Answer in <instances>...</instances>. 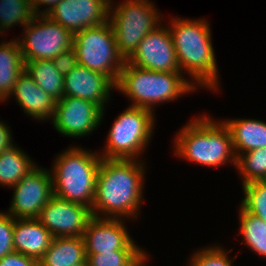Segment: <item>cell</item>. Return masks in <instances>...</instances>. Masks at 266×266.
Listing matches in <instances>:
<instances>
[{
    "label": "cell",
    "instance_id": "cell-1",
    "mask_svg": "<svg viewBox=\"0 0 266 266\" xmlns=\"http://www.w3.org/2000/svg\"><path fill=\"white\" fill-rule=\"evenodd\" d=\"M144 166L145 163L139 162V159L102 158L92 215L98 218L133 219L142 203Z\"/></svg>",
    "mask_w": 266,
    "mask_h": 266
},
{
    "label": "cell",
    "instance_id": "cell-2",
    "mask_svg": "<svg viewBox=\"0 0 266 266\" xmlns=\"http://www.w3.org/2000/svg\"><path fill=\"white\" fill-rule=\"evenodd\" d=\"M168 25L179 69L188 73L192 84L219 90L218 69L212 45L210 23L205 19L172 18ZM186 71V72H185Z\"/></svg>",
    "mask_w": 266,
    "mask_h": 266
},
{
    "label": "cell",
    "instance_id": "cell-3",
    "mask_svg": "<svg viewBox=\"0 0 266 266\" xmlns=\"http://www.w3.org/2000/svg\"><path fill=\"white\" fill-rule=\"evenodd\" d=\"M190 121L176 134V155L207 167L216 168L228 162L237 166L231 133L223 121L215 122L209 115Z\"/></svg>",
    "mask_w": 266,
    "mask_h": 266
},
{
    "label": "cell",
    "instance_id": "cell-4",
    "mask_svg": "<svg viewBox=\"0 0 266 266\" xmlns=\"http://www.w3.org/2000/svg\"><path fill=\"white\" fill-rule=\"evenodd\" d=\"M182 75L181 72L142 69L125 61L115 89L130 98V106L154 112L155 104L173 101L198 89Z\"/></svg>",
    "mask_w": 266,
    "mask_h": 266
},
{
    "label": "cell",
    "instance_id": "cell-5",
    "mask_svg": "<svg viewBox=\"0 0 266 266\" xmlns=\"http://www.w3.org/2000/svg\"><path fill=\"white\" fill-rule=\"evenodd\" d=\"M52 167L53 194L92 210L102 157L91 150L69 147L56 156Z\"/></svg>",
    "mask_w": 266,
    "mask_h": 266
},
{
    "label": "cell",
    "instance_id": "cell-6",
    "mask_svg": "<svg viewBox=\"0 0 266 266\" xmlns=\"http://www.w3.org/2000/svg\"><path fill=\"white\" fill-rule=\"evenodd\" d=\"M155 112L135 106H128L112 124L107 138L103 159H136L146 149L154 125Z\"/></svg>",
    "mask_w": 266,
    "mask_h": 266
},
{
    "label": "cell",
    "instance_id": "cell-7",
    "mask_svg": "<svg viewBox=\"0 0 266 266\" xmlns=\"http://www.w3.org/2000/svg\"><path fill=\"white\" fill-rule=\"evenodd\" d=\"M73 48L78 65L106 75L116 85L126 60L118 51L109 21L75 33Z\"/></svg>",
    "mask_w": 266,
    "mask_h": 266
},
{
    "label": "cell",
    "instance_id": "cell-8",
    "mask_svg": "<svg viewBox=\"0 0 266 266\" xmlns=\"http://www.w3.org/2000/svg\"><path fill=\"white\" fill-rule=\"evenodd\" d=\"M110 4L109 22L119 53L127 60L138 44L163 20L150 0H125ZM112 10V11H111Z\"/></svg>",
    "mask_w": 266,
    "mask_h": 266
},
{
    "label": "cell",
    "instance_id": "cell-9",
    "mask_svg": "<svg viewBox=\"0 0 266 266\" xmlns=\"http://www.w3.org/2000/svg\"><path fill=\"white\" fill-rule=\"evenodd\" d=\"M24 31L22 40L17 39L24 62L52 60L73 48L74 35L46 14H36Z\"/></svg>",
    "mask_w": 266,
    "mask_h": 266
},
{
    "label": "cell",
    "instance_id": "cell-10",
    "mask_svg": "<svg viewBox=\"0 0 266 266\" xmlns=\"http://www.w3.org/2000/svg\"><path fill=\"white\" fill-rule=\"evenodd\" d=\"M104 111L91 101L63 96L56 102L51 123L61 135L80 138L91 134L99 127L104 119Z\"/></svg>",
    "mask_w": 266,
    "mask_h": 266
},
{
    "label": "cell",
    "instance_id": "cell-11",
    "mask_svg": "<svg viewBox=\"0 0 266 266\" xmlns=\"http://www.w3.org/2000/svg\"><path fill=\"white\" fill-rule=\"evenodd\" d=\"M51 170L36 167L24 176L14 191L8 214L17 219H36L45 204L52 198L53 178Z\"/></svg>",
    "mask_w": 266,
    "mask_h": 266
},
{
    "label": "cell",
    "instance_id": "cell-12",
    "mask_svg": "<svg viewBox=\"0 0 266 266\" xmlns=\"http://www.w3.org/2000/svg\"><path fill=\"white\" fill-rule=\"evenodd\" d=\"M91 209L53 195L37 216V220L53 237H83Z\"/></svg>",
    "mask_w": 266,
    "mask_h": 266
},
{
    "label": "cell",
    "instance_id": "cell-13",
    "mask_svg": "<svg viewBox=\"0 0 266 266\" xmlns=\"http://www.w3.org/2000/svg\"><path fill=\"white\" fill-rule=\"evenodd\" d=\"M128 63L151 71L181 72L168 26L158 25L138 44Z\"/></svg>",
    "mask_w": 266,
    "mask_h": 266
},
{
    "label": "cell",
    "instance_id": "cell-14",
    "mask_svg": "<svg viewBox=\"0 0 266 266\" xmlns=\"http://www.w3.org/2000/svg\"><path fill=\"white\" fill-rule=\"evenodd\" d=\"M112 0H61L46 15L73 35L109 21Z\"/></svg>",
    "mask_w": 266,
    "mask_h": 266
},
{
    "label": "cell",
    "instance_id": "cell-15",
    "mask_svg": "<svg viewBox=\"0 0 266 266\" xmlns=\"http://www.w3.org/2000/svg\"><path fill=\"white\" fill-rule=\"evenodd\" d=\"M122 220L93 216L88 221L83 233L85 254H99L116 250H142L131 239Z\"/></svg>",
    "mask_w": 266,
    "mask_h": 266
},
{
    "label": "cell",
    "instance_id": "cell-16",
    "mask_svg": "<svg viewBox=\"0 0 266 266\" xmlns=\"http://www.w3.org/2000/svg\"><path fill=\"white\" fill-rule=\"evenodd\" d=\"M116 85L104 74L77 65L64 76V96L78 97L96 103L102 110Z\"/></svg>",
    "mask_w": 266,
    "mask_h": 266
},
{
    "label": "cell",
    "instance_id": "cell-17",
    "mask_svg": "<svg viewBox=\"0 0 266 266\" xmlns=\"http://www.w3.org/2000/svg\"><path fill=\"white\" fill-rule=\"evenodd\" d=\"M11 95L16 97L14 99L24 113L33 119L42 121L53 118L56 101L44 92L25 70L18 76Z\"/></svg>",
    "mask_w": 266,
    "mask_h": 266
},
{
    "label": "cell",
    "instance_id": "cell-18",
    "mask_svg": "<svg viewBox=\"0 0 266 266\" xmlns=\"http://www.w3.org/2000/svg\"><path fill=\"white\" fill-rule=\"evenodd\" d=\"M52 234L37 219H17L13 229L14 250L37 262L52 242Z\"/></svg>",
    "mask_w": 266,
    "mask_h": 266
},
{
    "label": "cell",
    "instance_id": "cell-19",
    "mask_svg": "<svg viewBox=\"0 0 266 266\" xmlns=\"http://www.w3.org/2000/svg\"><path fill=\"white\" fill-rule=\"evenodd\" d=\"M236 158L251 150L266 147V123L257 119H226Z\"/></svg>",
    "mask_w": 266,
    "mask_h": 266
},
{
    "label": "cell",
    "instance_id": "cell-20",
    "mask_svg": "<svg viewBox=\"0 0 266 266\" xmlns=\"http://www.w3.org/2000/svg\"><path fill=\"white\" fill-rule=\"evenodd\" d=\"M86 259L83 237H53L39 266H72Z\"/></svg>",
    "mask_w": 266,
    "mask_h": 266
},
{
    "label": "cell",
    "instance_id": "cell-21",
    "mask_svg": "<svg viewBox=\"0 0 266 266\" xmlns=\"http://www.w3.org/2000/svg\"><path fill=\"white\" fill-rule=\"evenodd\" d=\"M24 71V60L17 39L0 44V101L10 97L18 76Z\"/></svg>",
    "mask_w": 266,
    "mask_h": 266
},
{
    "label": "cell",
    "instance_id": "cell-22",
    "mask_svg": "<svg viewBox=\"0 0 266 266\" xmlns=\"http://www.w3.org/2000/svg\"><path fill=\"white\" fill-rule=\"evenodd\" d=\"M24 70L56 102L64 96V76L56 69L52 60L24 62Z\"/></svg>",
    "mask_w": 266,
    "mask_h": 266
},
{
    "label": "cell",
    "instance_id": "cell-23",
    "mask_svg": "<svg viewBox=\"0 0 266 266\" xmlns=\"http://www.w3.org/2000/svg\"><path fill=\"white\" fill-rule=\"evenodd\" d=\"M31 158L15 146H9L0 154V184L13 187L37 166Z\"/></svg>",
    "mask_w": 266,
    "mask_h": 266
},
{
    "label": "cell",
    "instance_id": "cell-24",
    "mask_svg": "<svg viewBox=\"0 0 266 266\" xmlns=\"http://www.w3.org/2000/svg\"><path fill=\"white\" fill-rule=\"evenodd\" d=\"M239 233L243 236V241L257 255L266 258V222L240 206Z\"/></svg>",
    "mask_w": 266,
    "mask_h": 266
},
{
    "label": "cell",
    "instance_id": "cell-25",
    "mask_svg": "<svg viewBox=\"0 0 266 266\" xmlns=\"http://www.w3.org/2000/svg\"><path fill=\"white\" fill-rule=\"evenodd\" d=\"M35 15L29 0H0V34L13 25L26 27Z\"/></svg>",
    "mask_w": 266,
    "mask_h": 266
},
{
    "label": "cell",
    "instance_id": "cell-26",
    "mask_svg": "<svg viewBox=\"0 0 266 266\" xmlns=\"http://www.w3.org/2000/svg\"><path fill=\"white\" fill-rule=\"evenodd\" d=\"M236 168L242 175V185L252 181H262L266 176V147L241 154Z\"/></svg>",
    "mask_w": 266,
    "mask_h": 266
},
{
    "label": "cell",
    "instance_id": "cell-27",
    "mask_svg": "<svg viewBox=\"0 0 266 266\" xmlns=\"http://www.w3.org/2000/svg\"><path fill=\"white\" fill-rule=\"evenodd\" d=\"M244 198L240 206L252 215L266 222V183L252 181L242 185Z\"/></svg>",
    "mask_w": 266,
    "mask_h": 266
},
{
    "label": "cell",
    "instance_id": "cell-28",
    "mask_svg": "<svg viewBox=\"0 0 266 266\" xmlns=\"http://www.w3.org/2000/svg\"><path fill=\"white\" fill-rule=\"evenodd\" d=\"M144 250H116L86 254L88 266H130Z\"/></svg>",
    "mask_w": 266,
    "mask_h": 266
},
{
    "label": "cell",
    "instance_id": "cell-29",
    "mask_svg": "<svg viewBox=\"0 0 266 266\" xmlns=\"http://www.w3.org/2000/svg\"><path fill=\"white\" fill-rule=\"evenodd\" d=\"M189 266H233L234 260L228 257V251L219 246H210L194 252Z\"/></svg>",
    "mask_w": 266,
    "mask_h": 266
},
{
    "label": "cell",
    "instance_id": "cell-30",
    "mask_svg": "<svg viewBox=\"0 0 266 266\" xmlns=\"http://www.w3.org/2000/svg\"><path fill=\"white\" fill-rule=\"evenodd\" d=\"M14 224V217L0 212V259L15 251L13 245Z\"/></svg>",
    "mask_w": 266,
    "mask_h": 266
},
{
    "label": "cell",
    "instance_id": "cell-31",
    "mask_svg": "<svg viewBox=\"0 0 266 266\" xmlns=\"http://www.w3.org/2000/svg\"><path fill=\"white\" fill-rule=\"evenodd\" d=\"M54 66L61 73V75H67L72 69H74L77 63V56L74 48L64 51L58 54L52 59Z\"/></svg>",
    "mask_w": 266,
    "mask_h": 266
},
{
    "label": "cell",
    "instance_id": "cell-32",
    "mask_svg": "<svg viewBox=\"0 0 266 266\" xmlns=\"http://www.w3.org/2000/svg\"><path fill=\"white\" fill-rule=\"evenodd\" d=\"M0 266H39V264L35 259L14 251L0 259Z\"/></svg>",
    "mask_w": 266,
    "mask_h": 266
},
{
    "label": "cell",
    "instance_id": "cell-33",
    "mask_svg": "<svg viewBox=\"0 0 266 266\" xmlns=\"http://www.w3.org/2000/svg\"><path fill=\"white\" fill-rule=\"evenodd\" d=\"M12 144L13 139L10 128L0 121V154Z\"/></svg>",
    "mask_w": 266,
    "mask_h": 266
},
{
    "label": "cell",
    "instance_id": "cell-34",
    "mask_svg": "<svg viewBox=\"0 0 266 266\" xmlns=\"http://www.w3.org/2000/svg\"><path fill=\"white\" fill-rule=\"evenodd\" d=\"M61 0H29L31 7L35 14H46L49 10H51L57 3H59ZM42 5L49 6L48 8H45L44 11L40 12L39 7Z\"/></svg>",
    "mask_w": 266,
    "mask_h": 266
},
{
    "label": "cell",
    "instance_id": "cell-35",
    "mask_svg": "<svg viewBox=\"0 0 266 266\" xmlns=\"http://www.w3.org/2000/svg\"><path fill=\"white\" fill-rule=\"evenodd\" d=\"M147 260L148 255L143 252L130 266H145Z\"/></svg>",
    "mask_w": 266,
    "mask_h": 266
},
{
    "label": "cell",
    "instance_id": "cell-36",
    "mask_svg": "<svg viewBox=\"0 0 266 266\" xmlns=\"http://www.w3.org/2000/svg\"><path fill=\"white\" fill-rule=\"evenodd\" d=\"M72 266H88V264H87V260L85 259L83 262L73 264Z\"/></svg>",
    "mask_w": 266,
    "mask_h": 266
},
{
    "label": "cell",
    "instance_id": "cell-37",
    "mask_svg": "<svg viewBox=\"0 0 266 266\" xmlns=\"http://www.w3.org/2000/svg\"><path fill=\"white\" fill-rule=\"evenodd\" d=\"M262 181L266 183V176L264 177V179Z\"/></svg>",
    "mask_w": 266,
    "mask_h": 266
}]
</instances>
